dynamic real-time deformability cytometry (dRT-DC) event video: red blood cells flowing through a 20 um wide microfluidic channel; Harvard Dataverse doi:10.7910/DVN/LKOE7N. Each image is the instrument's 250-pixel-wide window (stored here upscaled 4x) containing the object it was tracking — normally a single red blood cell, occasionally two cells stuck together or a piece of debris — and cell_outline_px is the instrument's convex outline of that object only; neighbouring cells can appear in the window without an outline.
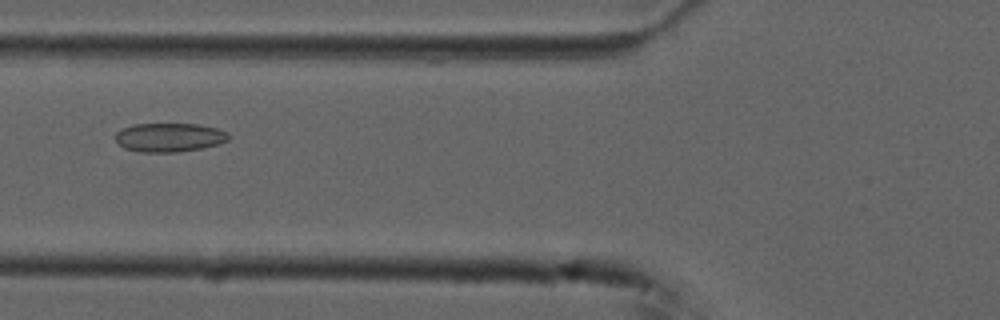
{"species": "common noctule bat (a hibernating species)", "species_latin": "Nyctalus noctula", "temperature_condition": "cold", "stored_images_in_passage": 40, "camera_frame_rate_fps": 3000, "um_per_image_px": 0.085, "animal": {"sex": "male", "forearm_length_mm": 52.5}, "frame": {"image": 1, "passage_image": 5, "time_ms": 1.333, "image_size_px": [1000, 320], "cell_outline_px": [[232, 136], [228, 140], [216, 144], [200, 148], [176, 152], [140, 152], [124, 148], [116, 144], [116, 132], [120, 128], [132, 124], [196, 124], [216, 128], [228, 132]], "centroid_in_image_um": [14.35, 11.67], "position_along_channel_um": 111.5, "area_um2": 19.13}}
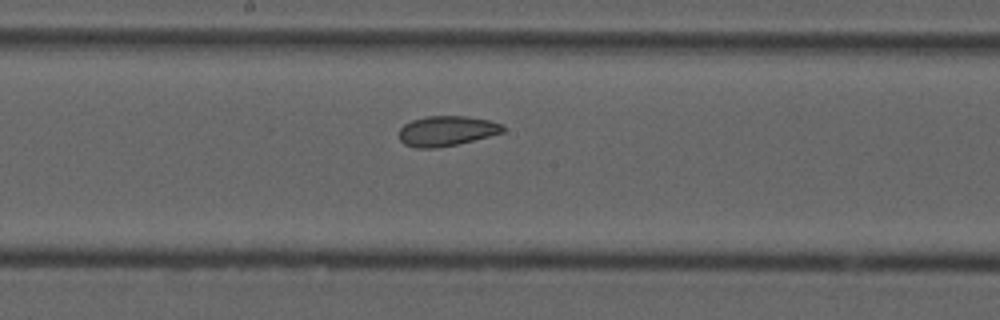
{"frame": {"image": 2, "passage_image": 13, "time_ms": 4.0, "image_size_px": [1000, 320], "cell_outline_px": [[504, 132], [456, 144], [436, 148], [416, 148], [404, 144], [400, 140], [400, 128], [404, 124], [412, 120], [428, 116], [468, 116], [488, 120], [504, 124]], "centroid_in_image_um": [37.96, 11.12], "position_along_channel_um": 210.2, "area_um2": 18.09}}
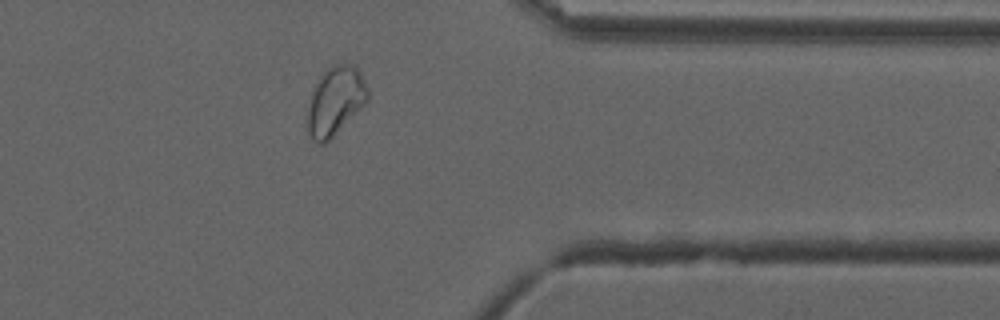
{"frame": {"image": 3, "passage_image": 28, "time_ms": 9.0, "image_size_px": [1000, 320], "cell_outline_px": [[368, 100], [324, 144], [320, 144], [312, 140], [308, 132], [308, 108], [312, 88], [320, 76], [328, 68], [336, 64], [352, 64], [360, 72], [368, 88]], "centroid_in_image_um": [28.48, 8.56], "position_along_channel_um": 382.9, "area_um2": 23.58}, "authors_computed_cell_mechanics": {"area_um2": 19.4497, "velocity_mm_per_s": 3.7006, "shape_relaxation_time_tau1_ms": null, "shape_relaxation_time_tau2_ms": 2.6299, "deformation_change_tau1": null, "deformation_change_tau2": 0.0861}}